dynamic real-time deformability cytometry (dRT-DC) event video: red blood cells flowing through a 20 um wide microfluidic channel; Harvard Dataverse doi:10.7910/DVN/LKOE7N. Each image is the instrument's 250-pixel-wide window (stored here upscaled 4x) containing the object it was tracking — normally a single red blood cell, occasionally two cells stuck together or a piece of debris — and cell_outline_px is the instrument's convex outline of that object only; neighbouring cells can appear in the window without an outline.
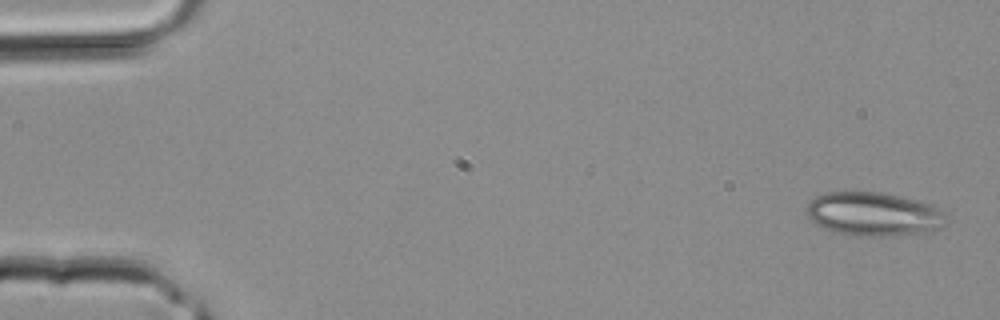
{"species": "common noctule bat (a hibernating species)", "species_latin": "Nyctalus noctula", "temperature_condition": "room temperature", "stored_images_in_passage": 4, "camera_frame_rate_fps": 3000, "um_per_image_px": 0.085, "animal": {"sex": "male", "body_mass_g": 20.4}, "frame": {"image": 1, "passage_image": 1, "time_ms": 0.0, "image_size_px": [1000, 320], "cell_outline_px": [[944, 224], [940, 228], [932, 232], [884, 236], [856, 236], [824, 228], [816, 224], [808, 216], [808, 204], [816, 196], [824, 192], [880, 192], [920, 200], [936, 204], [944, 212]], "centroid_in_image_um": [74.32, 18.19], "position_along_channel_um": 10.7, "area_um2": 35.66}}